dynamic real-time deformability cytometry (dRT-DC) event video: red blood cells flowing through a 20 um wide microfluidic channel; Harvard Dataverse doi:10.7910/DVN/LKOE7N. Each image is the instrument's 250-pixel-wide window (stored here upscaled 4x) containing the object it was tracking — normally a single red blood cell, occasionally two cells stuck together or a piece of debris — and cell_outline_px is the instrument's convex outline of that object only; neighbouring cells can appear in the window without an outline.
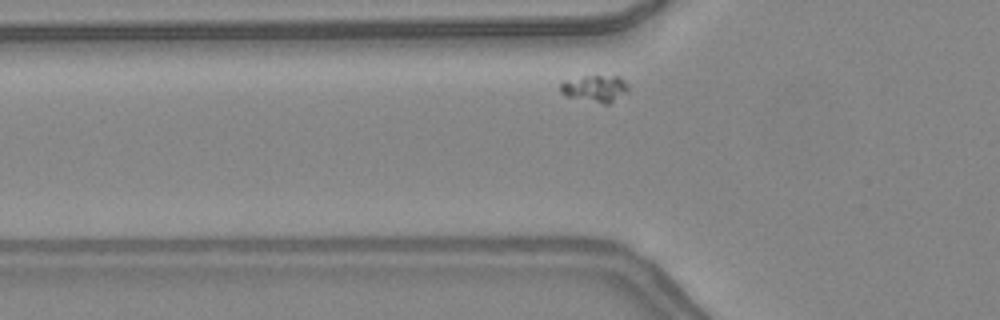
{"species": "common noctule bat (a hibernating species)", "species_latin": "Nyctalus noctula", "temperature_condition": "warm", "stored_images_in_passage": 29, "camera_frame_rate_fps": 3000, "um_per_image_px": 0.085, "animal": {"sex": "female", "body_mass_g": 24.6, "forearm_length_mm": 56.2}, "frame": {"image": 1, "passage_image": 3, "time_ms": 0.667, "image_size_px": [1000, 320], "cell_outline_px": [[628, 92], [608, 104], [604, 104], [568, 96], [560, 92], [560, 84], [564, 80], [584, 76], [620, 76], [628, 84]], "centroid_in_image_um": [50.6, 7.51], "position_along_channel_um": 75.2, "area_um2": 10.58}}
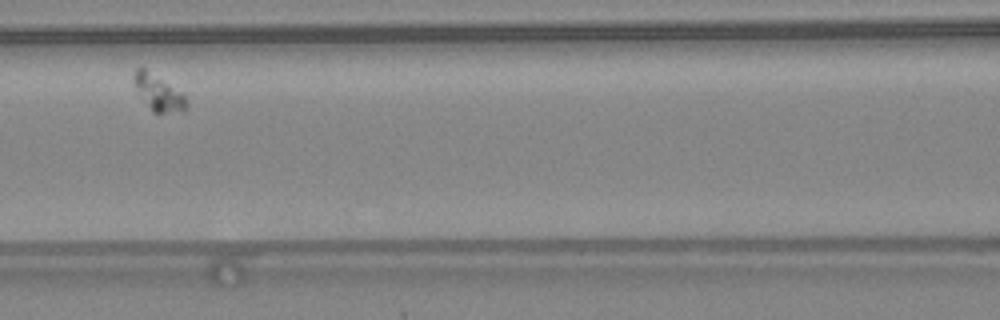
{"frame": {"image": 2, "passage_image": 9, "time_ms": 2.667, "image_size_px": [1000, 320], "cell_outline_px": [[188, 108], [180, 112], [152, 112], [140, 96], [132, 76], [136, 68], [144, 68], [180, 92], [188, 100]], "centroid_in_image_um": [13.47, 7.91], "position_along_channel_um": 153.1, "area_um2": 10.64}}
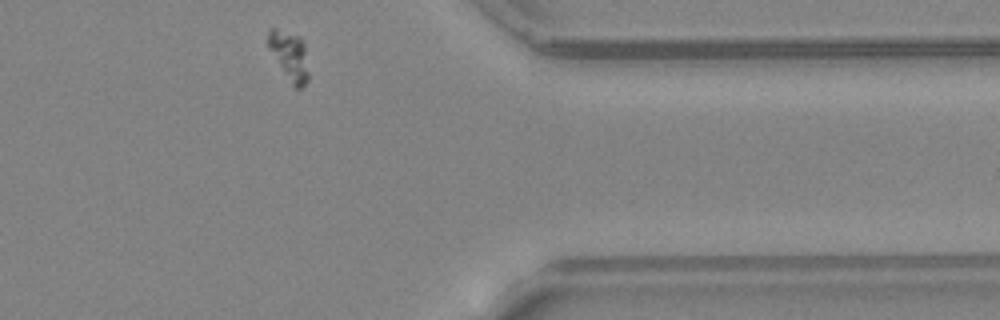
{"frame": {"image": 3, "passage_image": 28, "time_ms": 9.0, "image_size_px": [1000, 320], "cell_outline_px": [[308, 80], [300, 88], [292, 88], [268, 48], [268, 32], [272, 28], [276, 28], [300, 36], [304, 44], [308, 72]], "centroid_in_image_um": [24.59, 4.76], "position_along_channel_um": 386.8, "area_um2": 11.68}}